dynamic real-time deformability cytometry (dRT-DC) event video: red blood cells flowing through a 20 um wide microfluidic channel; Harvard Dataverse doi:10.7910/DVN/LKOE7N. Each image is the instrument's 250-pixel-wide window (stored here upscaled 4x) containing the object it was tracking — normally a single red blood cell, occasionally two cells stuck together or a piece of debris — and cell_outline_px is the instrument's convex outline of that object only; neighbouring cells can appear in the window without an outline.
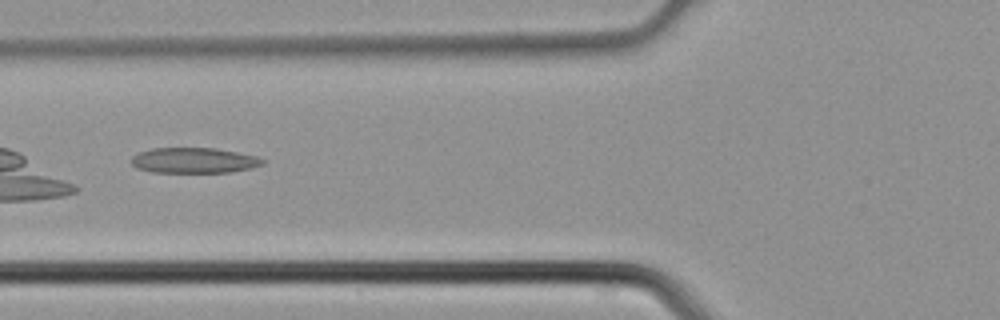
{"species": "common noctule bat (a hibernating species)", "species_latin": "Nyctalus noctula", "temperature_condition": "cold", "stored_images_in_passage": 4, "camera_frame_rate_fps": 3000, "um_per_image_px": 0.085, "animal": {"sex": "male", "body_mass_g": 21.5, "forearm_length_mm": 52.0}, "frame": {"image": 1, "passage_image": 4, "time_ms": 1.0, "image_size_px": [1000, 320], "cell_outline_px": [[264, 164], [252, 168], [232, 172], [152, 172], [136, 168], [132, 164], [132, 156], [140, 152], [152, 148], [216, 148], [256, 156], [264, 160]], "centroid_in_image_um": [16.49, 13.64], "position_along_channel_um": 109.3, "area_um2": 19.42}}